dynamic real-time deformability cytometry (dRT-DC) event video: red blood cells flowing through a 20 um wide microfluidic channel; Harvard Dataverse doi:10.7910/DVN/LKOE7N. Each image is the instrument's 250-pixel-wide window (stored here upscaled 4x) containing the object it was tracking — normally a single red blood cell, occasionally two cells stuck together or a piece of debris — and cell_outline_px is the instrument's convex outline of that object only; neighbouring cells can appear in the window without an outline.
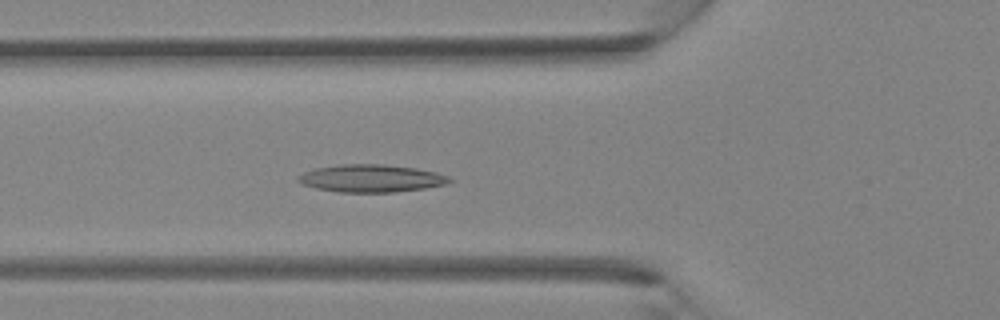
{"species": "Egyptian fruit bat (a non-hibernating species)", "species_latin": "Rousettus aegyptiacus", "temperature_condition": "room temperature", "stored_images_in_passage": 38, "camera_frame_rate_fps": 3000, "um_per_image_px": 0.085, "animal": {"sex": "female"}, "frame": {"image": 1, "passage_image": 14, "time_ms": 4.333, "image_size_px": [1000, 320], "cell_outline_px": [[452, 180], [444, 184], [424, 188], [396, 192], [340, 192], [316, 188], [300, 184], [296, 180], [296, 176], [304, 172], [316, 168], [340, 164], [384, 164], [416, 168], [436, 172], [448, 176]], "centroid_in_image_um": [31.5, 15.15], "position_along_channel_um": 94.3, "area_um2": 24.33}}
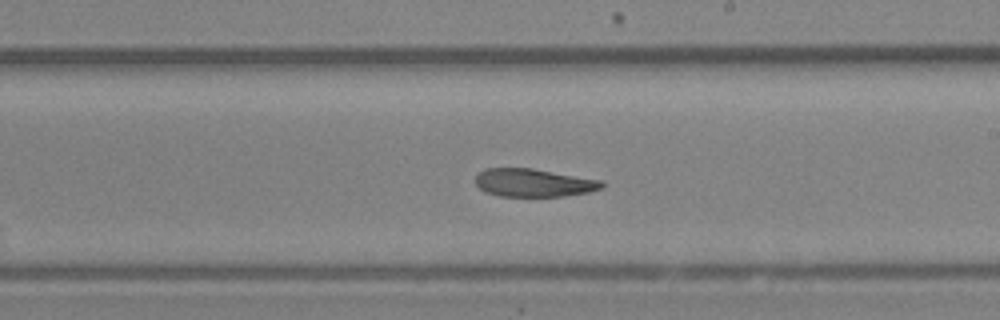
{"frame": {"image": 2, "passage_image": 23, "time_ms": 7.333, "image_size_px": [1000, 320], "cell_outline_px": [[604, 188], [588, 192], [564, 196], [500, 196], [484, 192], [476, 184], [476, 176], [484, 168], [532, 168], [604, 180]], "centroid_in_image_um": [45.39, 15.53], "position_along_channel_um": 243.6, "area_um2": 20.81}}
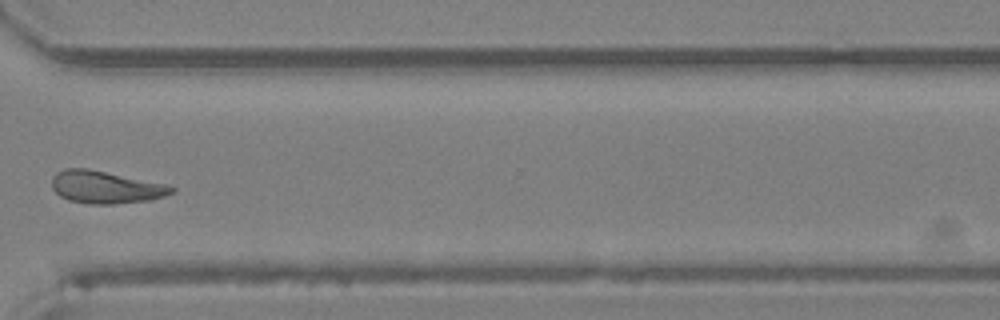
{"frame": {"image": 3, "passage_image": 30, "time_ms": 9.667, "image_size_px": [1000, 320], "cell_outline_px": [[176, 192], [164, 196], [148, 200], [112, 204], [88, 204], [68, 200], [60, 196], [52, 188], [52, 176], [56, 172], [64, 168], [88, 168], [164, 184], [176, 188]], "centroid_in_image_um": [8.94, 15.91], "position_along_channel_um": 361.7, "area_um2": 22.6}}